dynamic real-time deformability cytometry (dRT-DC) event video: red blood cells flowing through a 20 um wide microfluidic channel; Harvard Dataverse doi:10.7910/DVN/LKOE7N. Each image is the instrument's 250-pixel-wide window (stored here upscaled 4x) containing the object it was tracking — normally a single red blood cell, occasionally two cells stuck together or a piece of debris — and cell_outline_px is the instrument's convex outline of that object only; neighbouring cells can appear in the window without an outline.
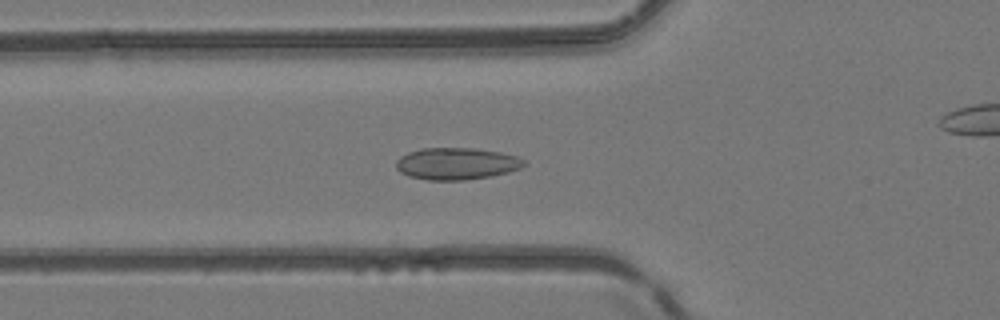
{"species": "common noctule bat (a hibernating species)", "species_latin": "Nyctalus noctula", "temperature_condition": "room temperature", "stored_images_in_passage": 52, "camera_frame_rate_fps": 3000, "um_per_image_px": 0.085, "animal": {"sex": "female", "body_mass_g": 24.6, "forearm_length_mm": 56.2}, "frame": {"image": 1, "passage_image": 19, "time_ms": 6.0, "image_size_px": [1000, 320], "cell_outline_px": [[524, 164], [520, 168], [508, 172], [492, 176], [464, 180], [428, 180], [408, 176], [400, 172], [396, 168], [396, 160], [400, 156], [408, 152], [420, 148], [472, 148], [500, 152], [516, 156], [524, 160]], "centroid_in_image_um": [38.76, 13.91], "position_along_channel_um": 87.0, "area_um2": 23.81}}
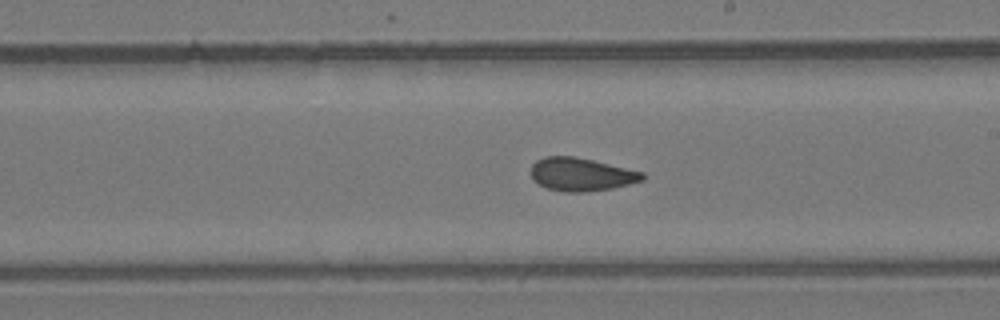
{"frame": {"image": 2, "passage_image": 30, "time_ms": 9.667, "image_size_px": [1000, 320], "cell_outline_px": [[644, 180], [612, 188], [584, 192], [564, 192], [548, 188], [532, 180], [532, 164], [536, 160], [544, 156], [572, 156], [592, 160], [644, 172]], "centroid_in_image_um": [49.39, 14.82], "position_along_channel_um": 239.6, "area_um2": 21.39}}
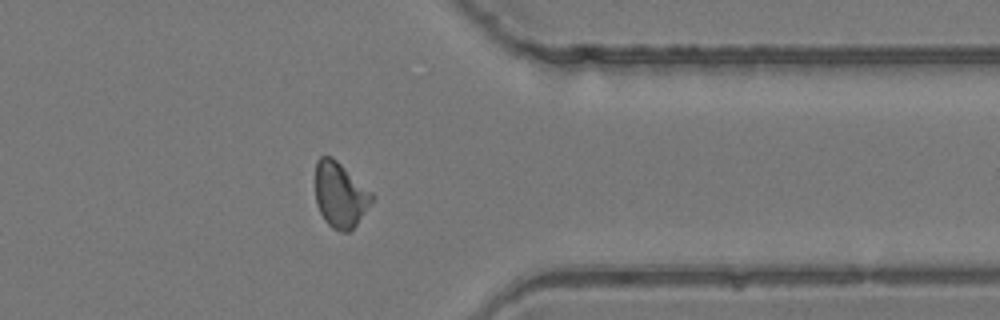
{"frame": {"image": 3, "passage_image": 41, "time_ms": 13.333, "image_size_px": [1000, 320], "cell_outline_px": [[376, 196], [356, 224], [348, 232], [340, 232], [332, 228], [324, 220], [316, 204], [316, 160], [320, 156], [332, 156], [372, 192]], "centroid_in_image_um": [28.91, 16.56], "position_along_channel_um": 382.5, "area_um2": 21.44}, "authors_computed_cell_mechanics": {"area_um2": 21.8484, "velocity_mm_per_s": 4.151, "shape_relaxation_time_tau1_ms": null, "shape_relaxation_time_tau2_ms": 2.1937, "deformation_change_tau1": null, "deformation_change_tau2": 0.0654}}